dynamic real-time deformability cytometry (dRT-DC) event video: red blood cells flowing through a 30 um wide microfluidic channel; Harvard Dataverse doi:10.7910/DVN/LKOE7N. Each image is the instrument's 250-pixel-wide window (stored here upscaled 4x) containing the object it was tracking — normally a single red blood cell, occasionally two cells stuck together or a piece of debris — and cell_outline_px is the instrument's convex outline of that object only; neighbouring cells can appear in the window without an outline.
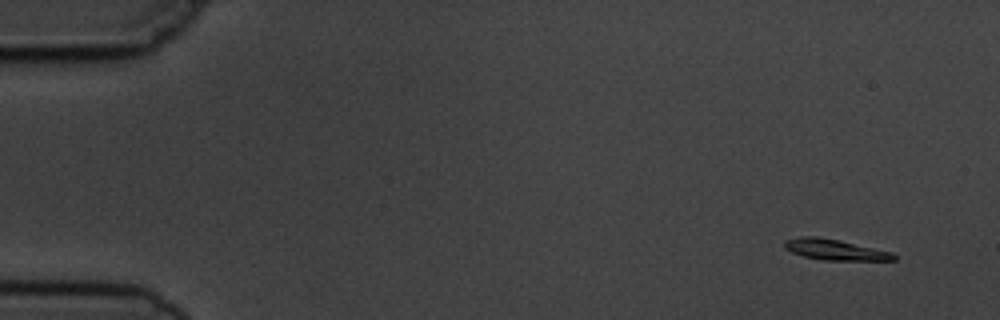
{"species": "common noctule bat (a hibernating species)", "species_latin": "Nyctalus noctula", "temperature_condition": "cold", "stored_images_in_passage": 8, "camera_frame_rate_fps": 3000, "um_per_image_px": 0.085, "animal": {"sex": "male", "body_mass_g": 19.5, "forearm_length_mm": 54.6}, "frame": {"image": 1, "passage_image": 1, "time_ms": 0.0, "image_size_px": [1000, 320], "cell_outline_px": [[896, 260], [824, 260], [804, 256], [792, 252], [784, 248], [784, 240], [800, 236], [816, 236], [840, 240], [892, 252], [896, 256]], "centroid_in_image_um": [70.95, 21.21], "position_along_channel_um": 14.1, "area_um2": 13.18}}
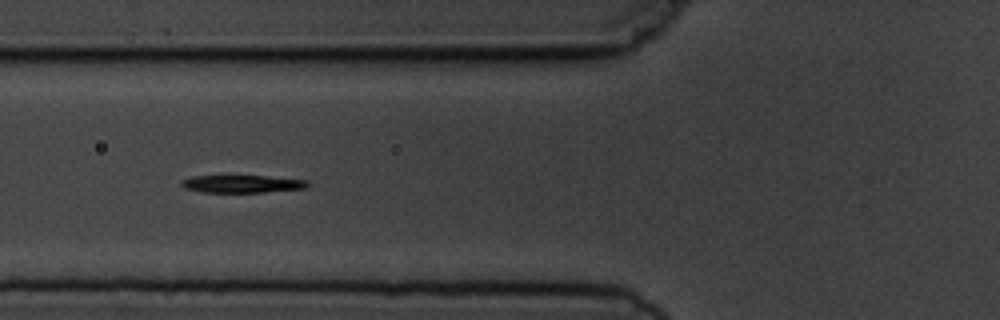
{"frame": {"image": 2, "passage_image": 6, "time_ms": 5.667, "image_size_px": [1000, 320], "cell_outline_px": [[312, 184], [308, 188], [264, 192], [200, 192], [184, 188], [180, 184], [180, 180], [192, 176], [268, 176], [308, 180]], "centroid_in_image_um": [20.62, 15.63], "position_along_channel_um": 105.2, "area_um2": 13.12}}
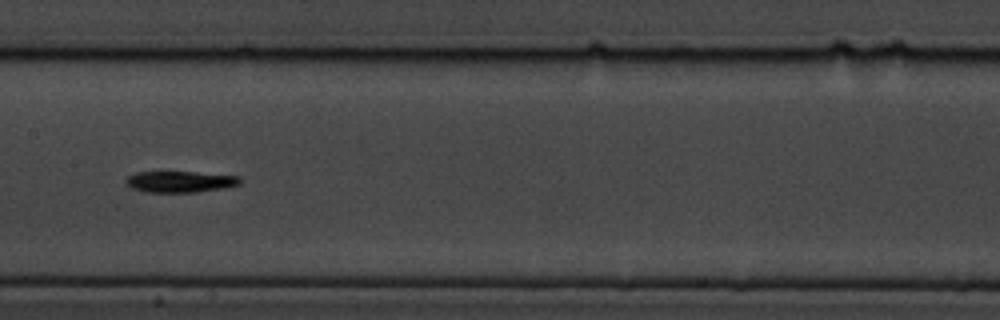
{"frame": {"image": 3, "passage_image": 8, "time_ms": 8.0, "image_size_px": [1000, 320], "cell_outline_px": [[240, 184], [224, 188], [196, 192], [148, 192], [132, 188], [124, 184], [124, 180], [128, 176], [136, 172], [192, 172], [240, 176]], "centroid_in_image_um": [15.27, 15.44], "position_along_channel_um": 192.1, "area_um2": 14.1}}